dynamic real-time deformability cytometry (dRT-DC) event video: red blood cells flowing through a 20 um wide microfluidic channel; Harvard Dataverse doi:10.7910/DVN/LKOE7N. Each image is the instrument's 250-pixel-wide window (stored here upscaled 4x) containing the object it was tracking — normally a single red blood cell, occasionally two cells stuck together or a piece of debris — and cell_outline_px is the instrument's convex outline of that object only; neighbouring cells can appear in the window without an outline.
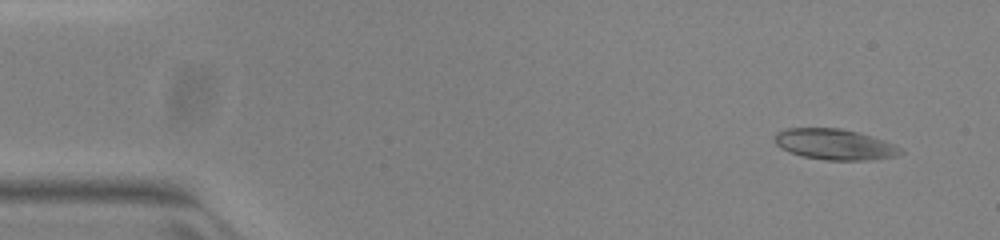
{"species": "common noctule bat (a hibernating species)", "species_latin": "Nyctalus noctula", "temperature_condition": "warm", "stored_images_in_passage": 51, "camera_frame_rate_fps": 3000, "um_per_image_px": 0.085, "animal": {"sex": "female", "body_mass_g": 23.0, "forearm_length_mm": 53.4}, "frame": {"image": 1, "passage_image": 3, "time_ms": 0.667, "image_size_px": [1000, 240], "cell_outline_px": [[904, 152], [896, 156], [864, 160], [824, 160], [804, 156], [792, 152], [776, 144], [776, 132], [788, 128], [840, 128], [860, 132], [896, 144], [904, 148]], "centroid_in_image_um": [71.03, 12.26], "position_along_channel_um": 14.0, "area_um2": 22.48}}
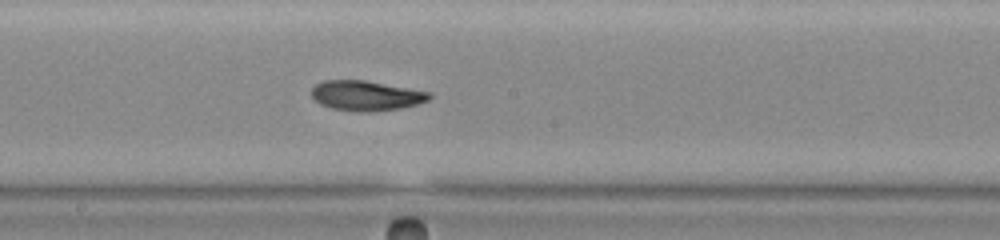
{"frame": {"image": 2, "passage_image": 27, "time_ms": 8.667, "image_size_px": [1000, 240], "cell_outline_px": [[432, 96], [428, 100], [416, 104], [400, 108], [368, 112], [364, 112], [332, 108], [320, 104], [312, 96], [312, 88], [316, 84], [324, 80], [364, 80], [432, 92]], "centroid_in_image_um": [31.13, 8.12], "position_along_channel_um": 217.1, "area_um2": 20.4}}
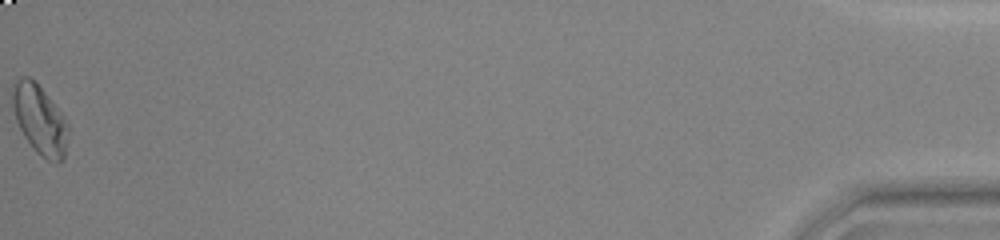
{"frame": {"image": 3, "passage_image": 51, "time_ms": 16.667, "image_size_px": [1000, 240], "cell_outline_px": [[68, 128], [64, 156], [56, 164], [48, 160], [36, 152], [24, 136], [16, 120], [12, 104], [12, 92], [16, 80], [20, 76], [28, 76], [36, 80], [60, 112], [68, 124]], "centroid_in_image_um": [3.36, 10.14], "position_along_channel_um": 431.8, "area_um2": 22.25}, "authors_computed_cell_mechanics": {"area_um2": 21.0392, "velocity_mm_per_s": 3.9722, "shape_relaxation_time_tau1_ms": 8.2374, "shape_relaxation_time_tau2_ms": 4.7519, "deformation_change_tau1": 0.2001, "deformation_change_tau2": 0.1071}}